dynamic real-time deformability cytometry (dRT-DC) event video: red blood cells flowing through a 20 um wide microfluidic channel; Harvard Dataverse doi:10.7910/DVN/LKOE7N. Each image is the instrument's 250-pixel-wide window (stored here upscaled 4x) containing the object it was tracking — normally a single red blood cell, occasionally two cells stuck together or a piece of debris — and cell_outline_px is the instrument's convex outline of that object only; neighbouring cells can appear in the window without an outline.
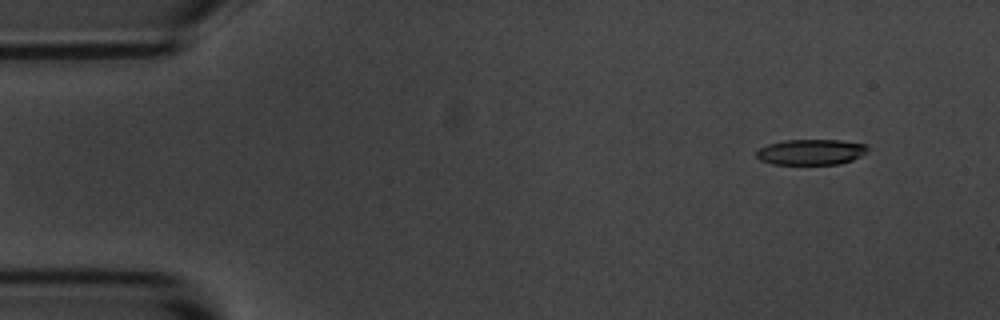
{"species": "common noctule bat (a hibernating species)", "species_latin": "Nyctalus noctula", "temperature_condition": "room temperature", "stored_images_in_passage": 5, "camera_frame_rate_fps": 3000, "um_per_image_px": 0.085, "animal": {"sex": "male", "body_mass_g": 20.1, "forearm_length_mm": 53.5}, "frame": {"image": 1, "passage_image": 2, "time_ms": 1.333, "image_size_px": [1000, 320], "cell_outline_px": [[868, 148], [860, 156], [852, 160], [840, 164], [772, 164], [760, 160], [756, 156], [756, 152], [760, 148], [768, 144], [784, 140], [840, 140], [868, 144]], "centroid_in_image_um": [68.93, 12.92], "position_along_channel_um": 16.1, "area_um2": 16.59}}
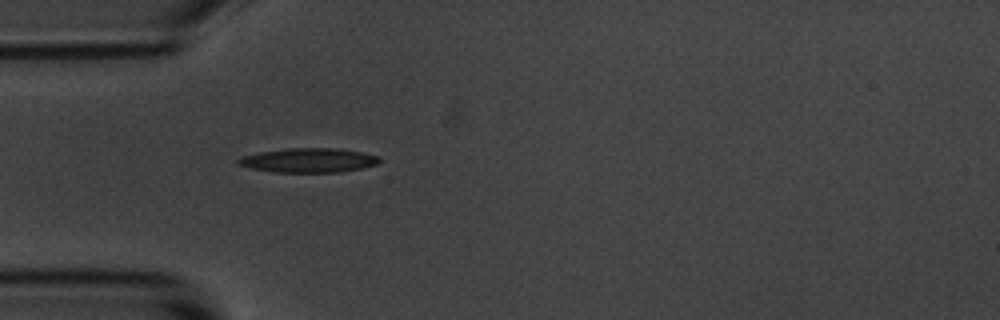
{"frame": {"image": 2, "passage_image": 5, "time_ms": 5.0, "image_size_px": [1000, 320], "cell_outline_px": [[380, 160], [376, 164], [360, 168], [340, 172], [272, 172], [248, 168], [236, 164], [236, 160], [240, 156], [260, 152], [288, 148], [336, 148], [360, 152], [380, 156]], "centroid_in_image_um": [26.16, 13.62], "position_along_channel_um": 58.8, "area_um2": 20.06}}